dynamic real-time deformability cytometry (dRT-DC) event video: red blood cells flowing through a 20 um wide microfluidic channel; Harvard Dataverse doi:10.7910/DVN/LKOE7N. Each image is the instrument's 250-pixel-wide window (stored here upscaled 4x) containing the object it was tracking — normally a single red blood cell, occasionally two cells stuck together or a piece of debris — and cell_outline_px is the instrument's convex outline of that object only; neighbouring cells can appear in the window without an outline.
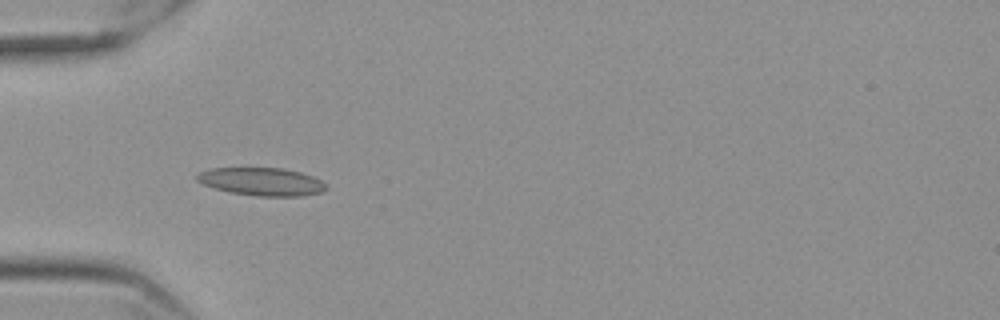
{"species": "Egyptian fruit bat (a non-hibernating species)", "species_latin": "Rousettus aegyptiacus", "temperature_condition": "cold", "stored_images_in_passage": 44, "camera_frame_rate_fps": 3000, "um_per_image_px": 0.085, "frame": {"image": 1, "passage_image": 5, "time_ms": 1.333, "image_size_px": [1000, 320], "cell_outline_px": [[328, 188], [324, 192], [304, 196], [256, 196], [228, 192], [204, 184], [196, 180], [196, 176], [200, 172], [208, 168], [284, 168], [300, 172], [312, 176], [320, 180]], "centroid_in_image_um": [22.26, 15.44], "position_along_channel_um": 62.7, "area_um2": 21.1}}
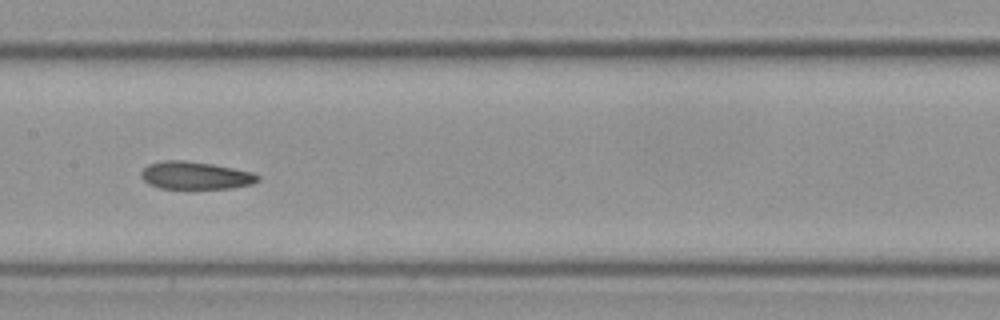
{"frame": {"image": 2, "passage_image": 16, "time_ms": 5.0, "image_size_px": [1000, 320], "cell_outline_px": [[260, 180], [252, 184], [232, 188], [160, 188], [148, 184], [140, 176], [140, 172], [148, 164], [164, 160], [184, 160], [212, 164], [252, 172], [260, 176]], "centroid_in_image_um": [16.6, 14.91], "position_along_channel_um": 190.8, "area_um2": 18.79}}
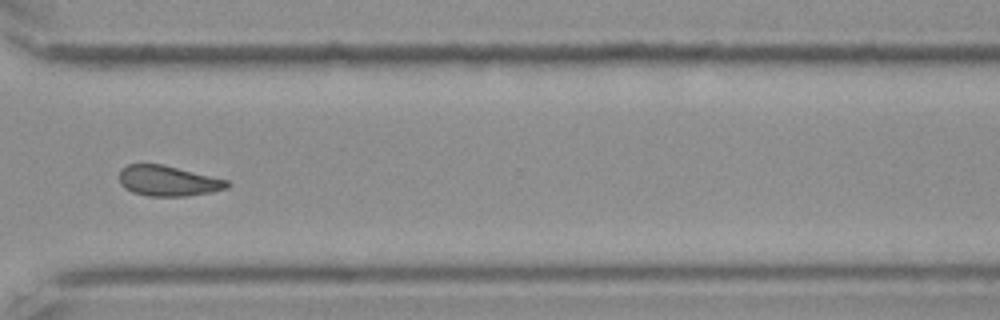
{"frame": {"image": 3, "passage_image": 30, "time_ms": 9.667, "image_size_px": [1000, 320], "cell_outline_px": [[232, 184], [228, 188], [188, 196], [148, 196], [132, 192], [124, 188], [120, 184], [120, 172], [128, 164], [160, 164], [228, 180]], "centroid_in_image_um": [14.29, 15.39], "position_along_channel_um": 356.3, "area_um2": 18.9}, "authors_computed_cell_mechanics": {"area_um2": 19.3052, "velocity_mm_per_s": 3.5498, "shape_relaxation_time_tau1_ms": null, "shape_relaxation_time_tau2_ms": 3.1877, "deformation_change_tau1": null, "deformation_change_tau2": 0.0899}}